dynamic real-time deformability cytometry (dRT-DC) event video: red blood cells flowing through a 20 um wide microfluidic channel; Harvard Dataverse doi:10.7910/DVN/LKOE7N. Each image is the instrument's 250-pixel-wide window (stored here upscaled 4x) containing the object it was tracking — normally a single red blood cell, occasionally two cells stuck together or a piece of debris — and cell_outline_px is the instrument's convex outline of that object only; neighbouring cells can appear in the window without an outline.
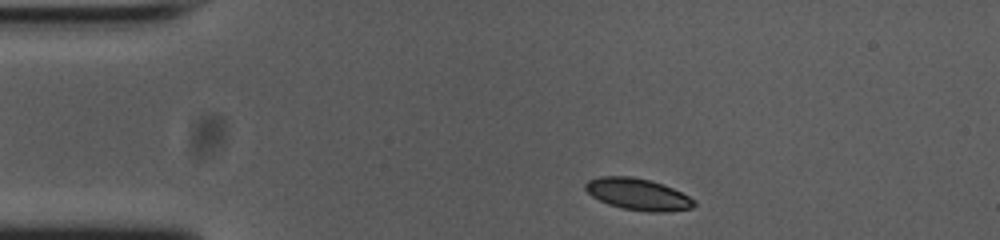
{"species": "common noctule bat (a hibernating species)", "species_latin": "Nyctalus noctula", "temperature_condition": "cold", "stored_images_in_passage": 45, "camera_frame_rate_fps": 3000, "um_per_image_px": 0.085, "animal": {"sex": "female", "body_mass_g": 23.0, "forearm_length_mm": 53.4}, "frame": {"image": 1, "passage_image": 1, "time_ms": 0.0, "image_size_px": [1000, 240], "cell_outline_px": [[696, 204], [692, 208], [664, 212], [648, 212], [624, 208], [608, 204], [592, 196], [584, 188], [584, 184], [588, 180], [600, 176], [632, 176], [652, 180], [672, 188], [696, 200]], "centroid_in_image_um": [54.22, 16.5], "position_along_channel_um": 30.8, "area_um2": 20.06}}
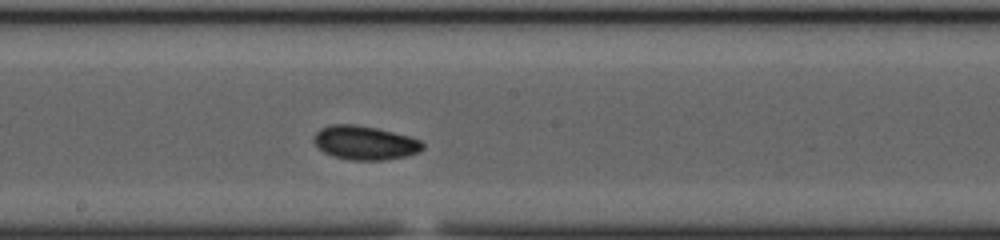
{"frame": {"image": 2, "passage_image": 20, "time_ms": 6.333, "image_size_px": [1000, 240], "cell_outline_px": [[424, 148], [420, 152], [408, 156], [384, 160], [352, 160], [332, 156], [324, 152], [312, 140], [316, 132], [320, 128], [328, 124], [352, 124], [376, 128], [408, 136], [420, 140], [424, 144]], "centroid_in_image_um": [31.01, 12.14], "position_along_channel_um": 217.2, "area_um2": 21.56}}
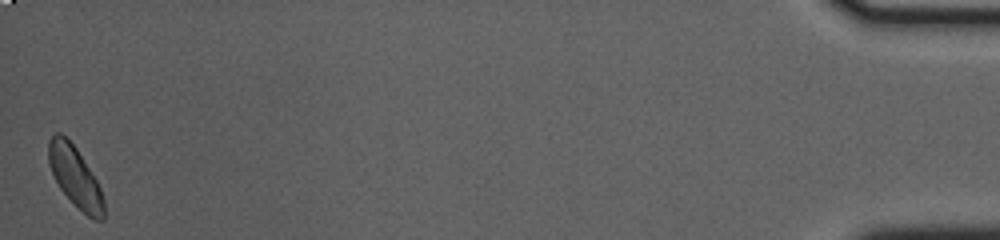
{"frame": {"image": 3, "passage_image": 45, "time_ms": 14.667, "image_size_px": [1000, 240], "cell_outline_px": [[104, 220], [96, 220], [88, 216], [60, 188], [48, 164], [48, 140], [56, 132], [60, 132], [76, 148], [96, 180], [100, 188], [104, 200]], "centroid_in_image_um": [6.38, 15.01], "position_along_channel_um": 428.8, "area_um2": 18.96}, "authors_computed_cell_mechanics": {"area_um2": 20.1722, "velocity_mm_per_s": 3.7158, "shape_relaxation_time_tau1_ms": 3.4172, "shape_relaxation_time_tau2_ms": null, "deformation_change_tau1": 0.0974, "deformation_change_tau2": null}}